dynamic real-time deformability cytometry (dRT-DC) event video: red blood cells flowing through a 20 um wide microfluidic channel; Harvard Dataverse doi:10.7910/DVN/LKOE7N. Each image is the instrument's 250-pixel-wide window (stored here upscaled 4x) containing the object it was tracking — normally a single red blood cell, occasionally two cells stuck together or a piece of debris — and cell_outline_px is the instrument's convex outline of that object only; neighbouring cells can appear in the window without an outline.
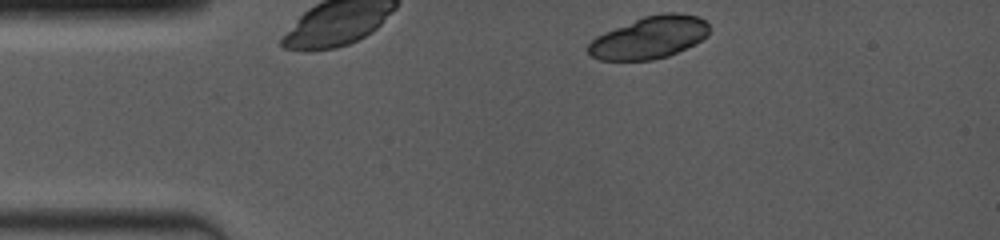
{"species": "common noctule bat (a hibernating species)", "species_latin": "Nyctalus noctula", "temperature_condition": "room temperature", "stored_images_in_passage": 9, "camera_frame_rate_fps": 4000, "um_per_image_px": 0.085, "animal": {"sex": "female", "body_mass_g": 19.0, "forearm_length_mm": 53.3}, "frame": {"image": 1, "passage_image": 1, "time_ms": 0.0, "image_size_px": [1000, 240], "cell_outline_px": [[708, 36], [668, 56], [652, 60], [600, 60], [592, 56], [588, 52], [588, 44], [596, 36], [604, 32], [644, 16], [664, 12], [676, 12], [700, 16], [708, 24]], "centroid_in_image_um": [55.2, 3.17], "position_along_channel_um": 29.8, "area_um2": 29.59}}